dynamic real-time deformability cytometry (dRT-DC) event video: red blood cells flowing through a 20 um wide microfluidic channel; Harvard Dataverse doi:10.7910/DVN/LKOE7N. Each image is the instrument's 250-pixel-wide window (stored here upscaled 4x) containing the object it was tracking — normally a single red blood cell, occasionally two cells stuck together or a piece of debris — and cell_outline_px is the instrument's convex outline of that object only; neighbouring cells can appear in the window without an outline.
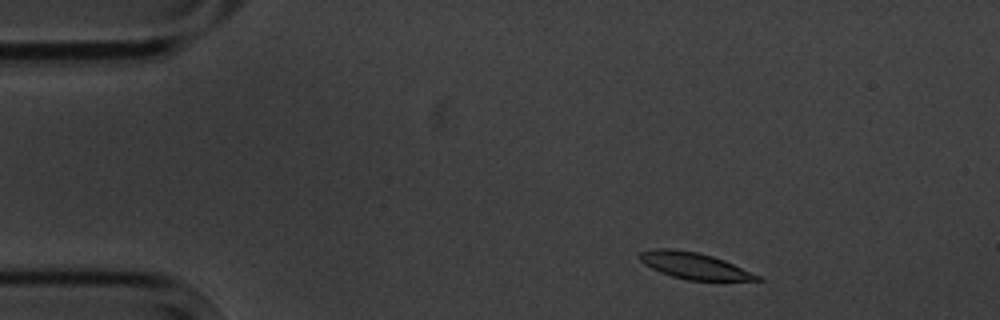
{"species": "common noctule bat (a hibernating species)", "species_latin": "Nyctalus noctula", "temperature_condition": "cold", "stored_images_in_passage": 4, "camera_frame_rate_fps": 3000, "um_per_image_px": 0.085, "animal": {"sex": "male", "body_mass_g": 20.1, "forearm_length_mm": 53.5}, "frame": {"image": 1, "passage_image": 1, "time_ms": 0.0, "image_size_px": [1000, 320], "cell_outline_px": [[764, 280], [688, 280], [672, 276], [660, 272], [644, 264], [636, 256], [640, 252], [656, 248], [672, 248], [696, 252], [712, 256], [724, 260], [760, 276]], "centroid_in_image_um": [58.95, 22.57], "position_along_channel_um": 26.0, "area_um2": 17.92}}
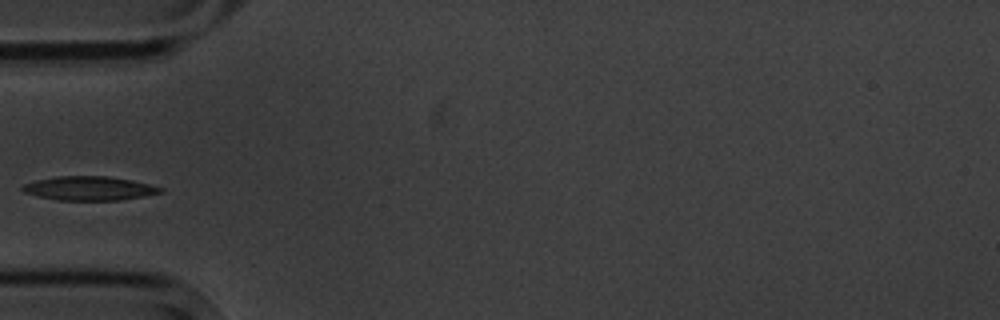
{"frame": {"image": 2, "passage_image": 4, "time_ms": 3.333, "image_size_px": [1000, 320], "cell_outline_px": [[164, 192], [144, 196], [120, 200], [56, 200], [24, 192], [20, 188], [24, 184], [36, 180], [56, 176], [108, 176], [132, 180], [164, 188]], "centroid_in_image_um": [7.6, 16.0], "position_along_channel_um": 77.4, "area_um2": 19.25}}